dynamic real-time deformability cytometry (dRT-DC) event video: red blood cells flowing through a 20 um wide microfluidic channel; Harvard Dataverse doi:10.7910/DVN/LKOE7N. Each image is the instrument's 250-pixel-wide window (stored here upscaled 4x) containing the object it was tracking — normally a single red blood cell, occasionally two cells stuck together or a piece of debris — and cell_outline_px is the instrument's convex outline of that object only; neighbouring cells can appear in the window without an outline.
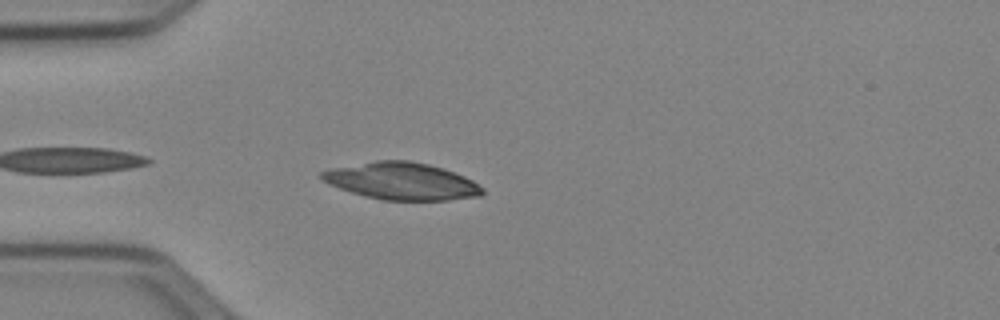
{"species": "Egyptian fruit bat (a non-hibernating species)", "species_latin": "Rousettus aegyptiacus", "temperature_condition": "cold", "stored_images_in_passage": 38, "camera_frame_rate_fps": 3000, "um_per_image_px": 0.085, "animal": {"sex": "female"}, "frame": {"image": 1, "passage_image": 3, "time_ms": 0.667, "image_size_px": [1000, 320], "cell_outline_px": [[484, 192], [480, 196], [448, 200], [380, 200], [364, 196], [328, 184], [320, 180], [320, 172], [332, 168], [376, 160], [408, 160], [428, 164], [444, 168], [464, 176], [472, 180], [484, 188]], "centroid_in_image_um": [34.14, 15.4], "position_along_channel_um": 50.9, "area_um2": 34.91}}
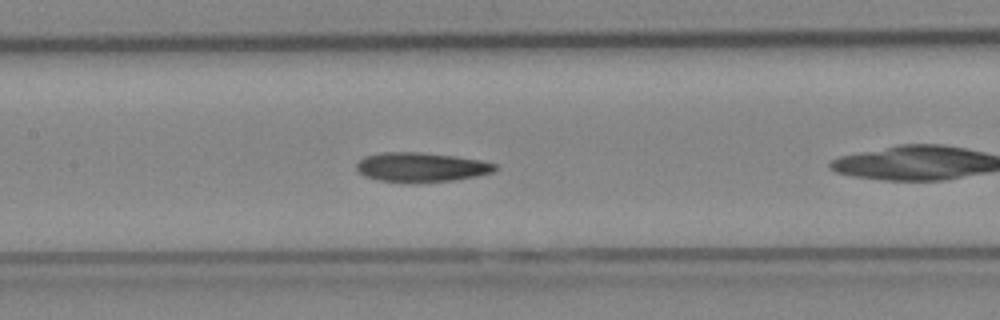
{"frame": {"image": 2, "passage_image": 10, "time_ms": 3.0, "image_size_px": [1000, 320], "cell_outline_px": [[496, 168], [492, 172], [476, 176], [456, 180], [380, 180], [364, 176], [356, 168], [356, 164], [364, 156], [384, 152], [420, 152], [456, 156], [480, 160], [496, 164]], "centroid_in_image_um": [35.81, 14.17], "position_along_channel_um": 171.6, "area_um2": 22.89}}
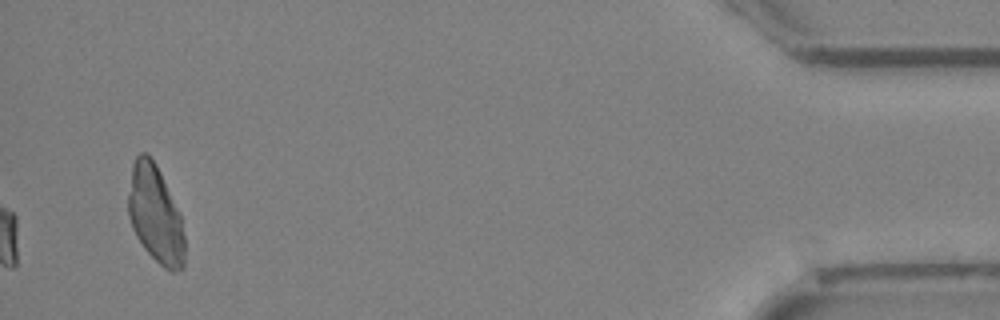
{"frame": {"image": 3, "passage_image": 38, "time_ms": 12.333, "image_size_px": [1000, 320], "cell_outline_px": [[184, 268], [172, 272], [164, 268], [144, 248], [136, 236], [132, 228], [128, 216], [128, 192], [132, 164], [136, 156], [140, 152], [144, 152], [156, 164], [180, 212], [184, 236]], "centroid_in_image_um": [13.2, 18.23], "position_along_channel_um": 422.0, "area_um2": 32.02}, "authors_computed_cell_mechanics": {"area_um2": 22.9755, "velocity_mm_per_s": 3.9503, "shape_relaxation_time_tau1_ms": 4.678, "shape_relaxation_time_tau2_ms": 2.1894, "deformation_change_tau1": 0.1447, "deformation_change_tau2": 0.1003}}